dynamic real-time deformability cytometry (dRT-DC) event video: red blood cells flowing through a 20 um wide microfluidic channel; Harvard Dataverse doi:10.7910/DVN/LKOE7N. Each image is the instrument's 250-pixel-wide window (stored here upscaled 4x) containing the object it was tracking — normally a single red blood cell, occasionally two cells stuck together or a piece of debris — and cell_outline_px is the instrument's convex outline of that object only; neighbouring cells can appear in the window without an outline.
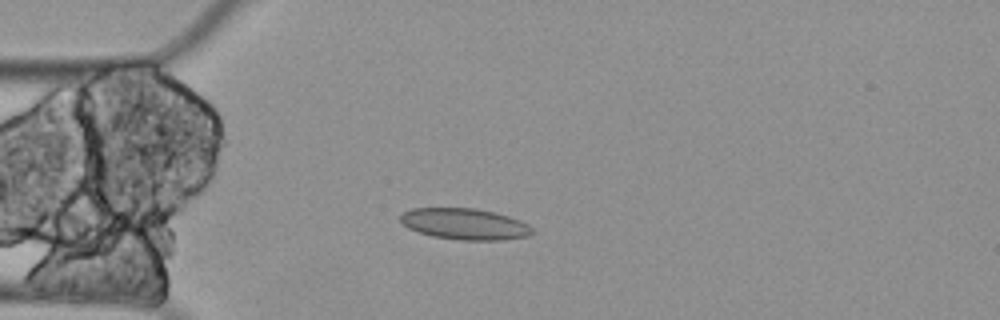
{"species": "Egyptian fruit bat (a non-hibernating species)", "species_latin": "Rousettus aegyptiacus", "temperature_condition": "cold", "stored_images_in_passage": 6, "camera_frame_rate_fps": 3000, "um_per_image_px": 0.085, "animal": {"sex": "female"}, "frame": {"image": 1, "passage_image": 4, "time_ms": 1.0, "image_size_px": [1000, 320], "cell_outline_px": [[532, 232], [528, 236], [500, 240], [460, 240], [432, 236], [408, 228], [400, 220], [400, 216], [404, 212], [412, 208], [476, 208], [496, 212], [520, 220], [528, 224], [532, 228]], "centroid_in_image_um": [39.51, 19.03], "position_along_channel_um": 45.5, "area_um2": 23.93}}
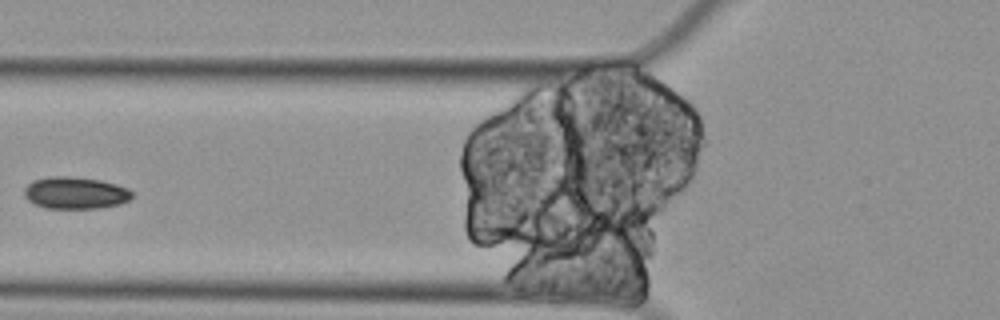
{"frame": {"image": 2, "passage_image": 6, "time_ms": 1.667, "image_size_px": [1000, 320], "cell_outline_px": [[132, 196], [128, 200], [120, 204], [100, 208], [44, 208], [28, 200], [24, 196], [24, 188], [32, 180], [48, 176], [68, 176], [100, 180], [116, 184], [128, 188], [132, 192]], "centroid_in_image_um": [6.38, 16.39], "position_along_channel_um": 119.4, "area_um2": 20.17}}